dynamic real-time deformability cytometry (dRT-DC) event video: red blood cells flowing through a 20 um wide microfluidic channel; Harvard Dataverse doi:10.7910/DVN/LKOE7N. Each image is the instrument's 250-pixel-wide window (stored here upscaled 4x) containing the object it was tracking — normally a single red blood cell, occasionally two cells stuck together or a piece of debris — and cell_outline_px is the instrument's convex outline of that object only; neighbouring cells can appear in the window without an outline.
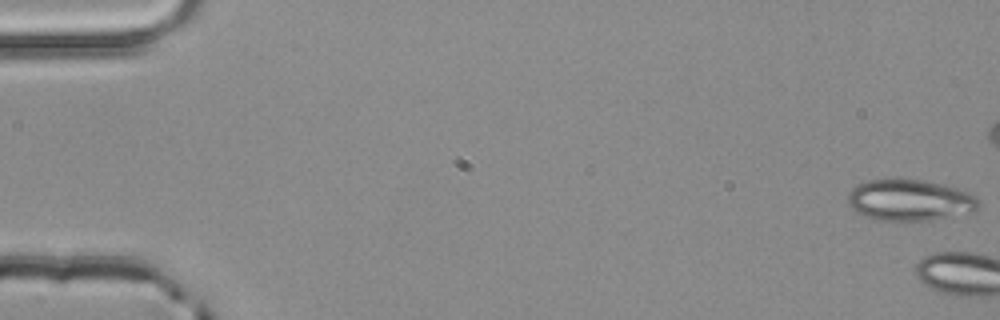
{"species": "common noctule bat (a hibernating species)", "species_latin": "Nyctalus noctula", "temperature_condition": "room temperature", "stored_images_in_passage": 5, "camera_frame_rate_fps": 3000, "um_per_image_px": 0.085, "animal": {"sex": "male", "body_mass_g": 20.4}, "frame": {"image": 1, "passage_image": 1, "time_ms": 0.0, "image_size_px": [1000, 320], "cell_outline_px": [[980, 208], [976, 212], [932, 220], [880, 220], [868, 216], [852, 208], [848, 204], [848, 192], [856, 184], [868, 180], [924, 180], [944, 184], [972, 192], [980, 200]], "centroid_in_image_um": [77.43, 17.01], "position_along_channel_um": 7.6, "area_um2": 31.62}}